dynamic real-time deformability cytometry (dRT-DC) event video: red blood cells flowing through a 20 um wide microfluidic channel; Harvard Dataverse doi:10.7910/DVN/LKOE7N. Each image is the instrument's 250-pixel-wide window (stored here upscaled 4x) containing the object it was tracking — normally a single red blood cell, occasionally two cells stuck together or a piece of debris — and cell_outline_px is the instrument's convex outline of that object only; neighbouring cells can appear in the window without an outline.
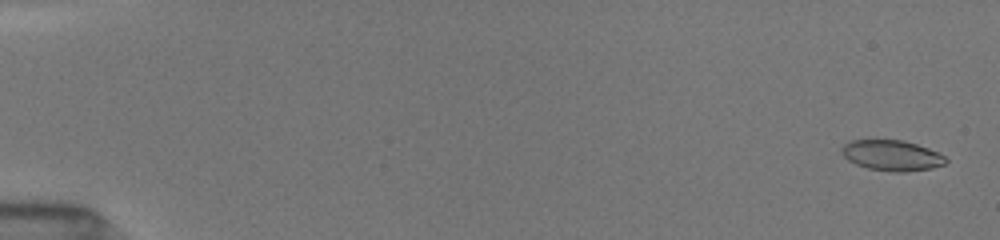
{"species": "common noctule bat (a hibernating species)", "species_latin": "Nyctalus noctula", "temperature_condition": "room temperature", "stored_images_in_passage": 12, "camera_frame_rate_fps": 3000, "um_per_image_px": 0.085, "animal": {"sex": "female", "body_mass_g": 19.5, "forearm_length_mm": 54.1}, "frame": {"image": 1, "passage_image": 2, "time_ms": 0.333, "image_size_px": [1000, 240], "cell_outline_px": [[948, 160], [944, 164], [932, 168], [904, 172], [892, 172], [868, 168], [856, 164], [848, 160], [844, 156], [840, 148], [844, 144], [852, 140], [904, 140], [928, 148], [944, 156]], "centroid_in_image_um": [75.79, 13.21], "position_along_channel_um": 9.2, "area_um2": 18.44}}
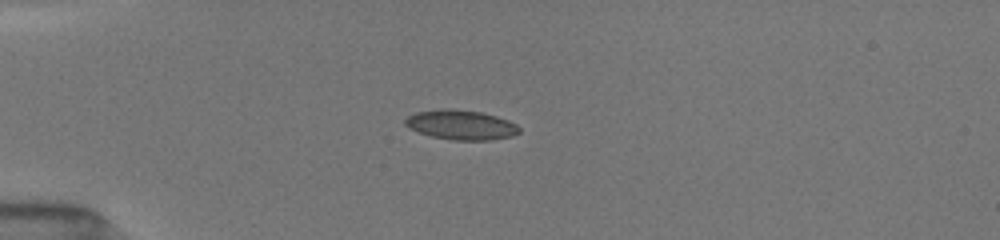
{"frame": {"image": 2, "passage_image": 10, "time_ms": 4.667, "image_size_px": [1000, 240], "cell_outline_px": [[520, 132], [512, 136], [492, 140], [452, 140], [432, 136], [408, 128], [404, 124], [404, 120], [408, 116], [416, 112], [440, 108], [448, 108], [480, 112], [496, 116], [508, 120], [516, 124], [520, 128]], "centroid_in_image_um": [39.18, 10.61], "position_along_channel_um": 45.8, "area_um2": 19.77}}
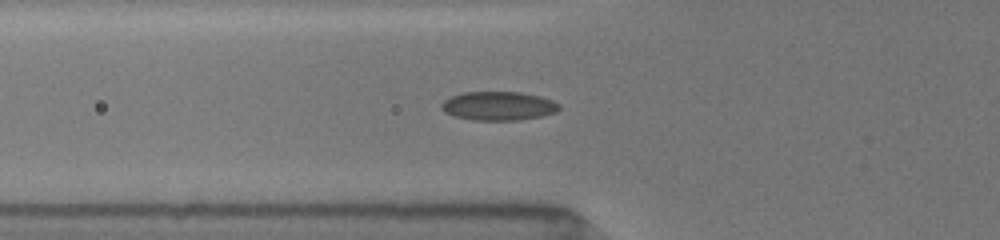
{"frame": {"image": 3, "passage_image": 12, "time_ms": 6.333, "image_size_px": [1000, 240], "cell_outline_px": [[560, 108], [556, 112], [544, 116], [520, 120], [472, 120], [456, 116], [444, 112], [440, 108], [440, 104], [444, 100], [460, 92], [520, 92], [540, 96], [552, 100], [560, 104]], "centroid_in_image_um": [42.37, 9.0], "position_along_channel_um": 83.4, "area_um2": 19.94}}